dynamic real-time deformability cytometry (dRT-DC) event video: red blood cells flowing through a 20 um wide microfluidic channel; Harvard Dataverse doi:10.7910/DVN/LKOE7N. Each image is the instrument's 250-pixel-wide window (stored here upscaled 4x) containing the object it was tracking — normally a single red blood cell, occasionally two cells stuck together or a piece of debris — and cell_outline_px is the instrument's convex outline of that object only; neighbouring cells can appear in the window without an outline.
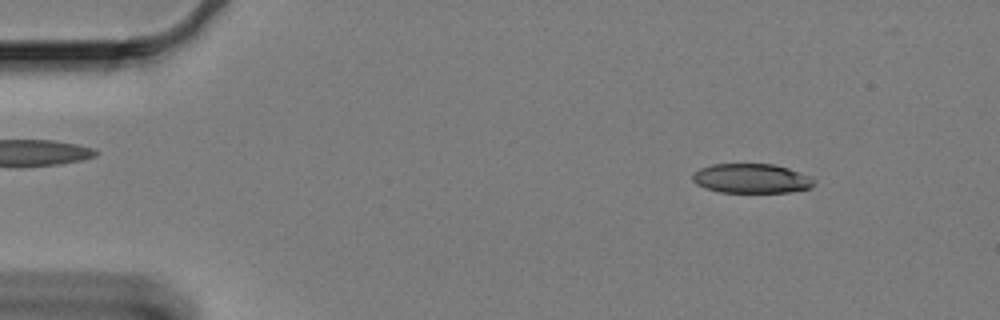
{"species": "Egyptian fruit bat (a non-hibernating species)", "species_latin": "Rousettus aegyptiacus", "temperature_condition": "cold", "stored_images_in_passage": 5, "camera_frame_rate_fps": 3000, "um_per_image_px": 0.085, "animal": {"sex": "female"}, "frame": {"image": 1, "passage_image": 1, "time_ms": 0.0, "image_size_px": [1000, 320], "cell_outline_px": [[816, 180], [808, 188], [788, 192], [720, 192], [704, 188], [696, 184], [692, 180], [692, 172], [700, 168], [712, 164], [772, 164], [788, 168], [808, 176]], "centroid_in_image_um": [63.8, 15.16], "position_along_channel_um": 21.2, "area_um2": 20.75}}